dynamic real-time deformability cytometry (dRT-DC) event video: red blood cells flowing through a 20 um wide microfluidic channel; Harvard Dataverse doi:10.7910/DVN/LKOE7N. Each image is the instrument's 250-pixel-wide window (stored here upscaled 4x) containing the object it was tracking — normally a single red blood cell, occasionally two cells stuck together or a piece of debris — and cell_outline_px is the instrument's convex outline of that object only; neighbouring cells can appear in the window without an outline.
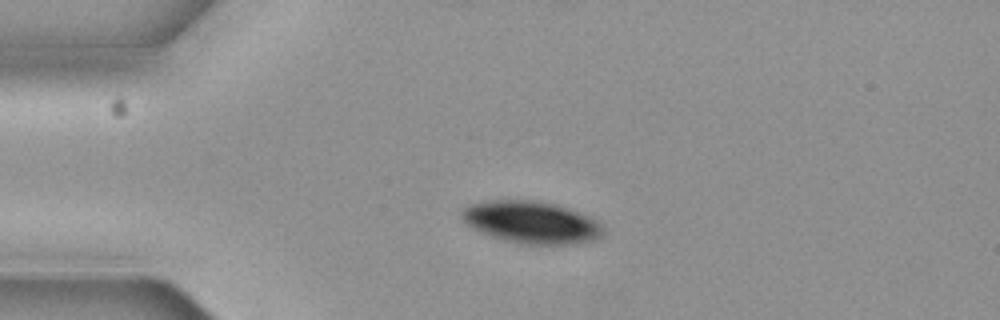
{"species": "common noctule bat (a hibernating species)", "species_latin": "Nyctalus noctula", "temperature_condition": "cold", "stored_images_in_passage": 4, "camera_frame_rate_fps": 3000, "um_per_image_px": 0.085, "animal": {"sex": "female", "body_mass_g": 19.3, "forearm_length_mm": 54.1}, "frame": {"image": 1, "passage_image": 3, "time_ms": 0.667, "image_size_px": [1000, 320], "cell_outline_px": [[604, 232], [596, 240], [572, 244], [520, 244], [500, 240], [480, 232], [464, 224], [460, 220], [460, 212], [468, 204], [496, 200], [532, 200], [556, 204], [568, 208], [600, 220], [604, 228]], "centroid_in_image_um": [45.15, 18.9], "position_along_channel_um": 39.8, "area_um2": 35.37}}